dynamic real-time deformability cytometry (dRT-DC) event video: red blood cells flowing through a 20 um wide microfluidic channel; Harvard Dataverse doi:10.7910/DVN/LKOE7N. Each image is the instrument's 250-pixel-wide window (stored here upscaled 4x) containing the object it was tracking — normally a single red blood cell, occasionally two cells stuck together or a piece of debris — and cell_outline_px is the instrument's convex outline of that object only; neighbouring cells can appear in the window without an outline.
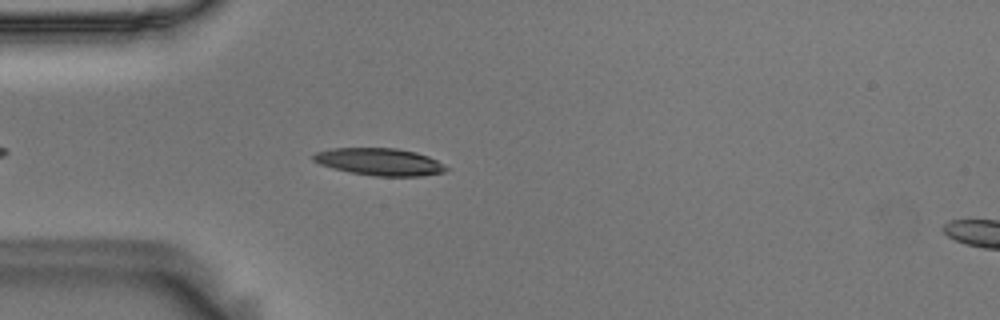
{"species": "Egyptian fruit bat (a non-hibernating species)", "species_latin": "Rousettus aegyptiacus", "temperature_condition": "room temperature", "stored_images_in_passage": 31, "camera_frame_rate_fps": 3000, "um_per_image_px": 0.085, "animal": {"sex": "male"}, "frame": {"image": 1, "passage_image": 6, "time_ms": 1.667, "image_size_px": [1000, 320], "cell_outline_px": [[448, 168], [444, 172], [420, 176], [372, 176], [332, 168], [320, 164], [312, 160], [312, 156], [316, 152], [332, 148], [396, 148], [416, 152], [428, 156], [436, 160]], "centroid_in_image_um": [32.24, 13.75], "position_along_channel_um": 52.8, "area_um2": 20.98}}
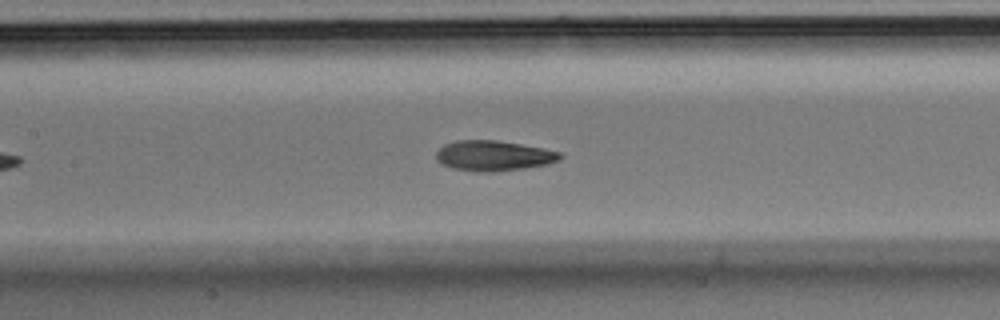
{"frame": {"image": 2, "passage_image": 16, "time_ms": 5.0, "image_size_px": [1000, 320], "cell_outline_px": [[564, 156], [560, 160], [548, 164], [524, 168], [492, 172], [484, 172], [452, 168], [440, 164], [436, 160], [436, 152], [444, 144], [456, 140], [496, 140], [544, 148], [560, 152]], "centroid_in_image_um": [41.95, 13.23], "position_along_channel_um": 165.4, "area_um2": 21.96}}
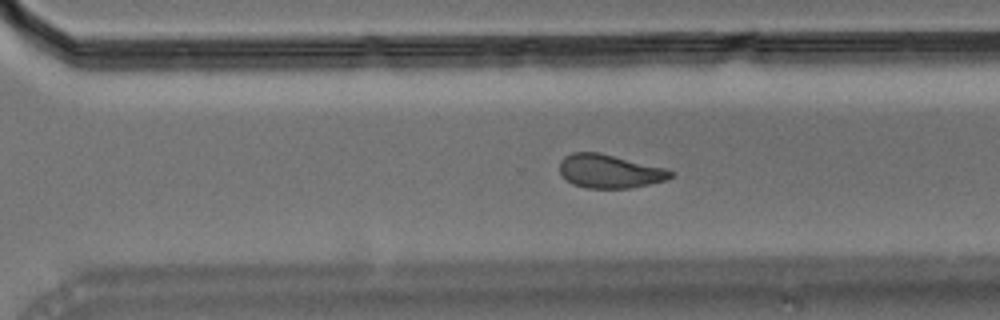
{"frame": {"image": 3, "passage_image": 25, "time_ms": 8.0, "image_size_px": [1000, 320], "cell_outline_px": [[672, 176], [664, 180], [648, 184], [628, 188], [588, 188], [572, 184], [560, 172], [560, 160], [564, 156], [572, 152], [600, 152], [668, 168], [672, 172]], "centroid_in_image_um": [51.81, 14.53], "position_along_channel_um": 318.8, "area_um2": 21.73}}